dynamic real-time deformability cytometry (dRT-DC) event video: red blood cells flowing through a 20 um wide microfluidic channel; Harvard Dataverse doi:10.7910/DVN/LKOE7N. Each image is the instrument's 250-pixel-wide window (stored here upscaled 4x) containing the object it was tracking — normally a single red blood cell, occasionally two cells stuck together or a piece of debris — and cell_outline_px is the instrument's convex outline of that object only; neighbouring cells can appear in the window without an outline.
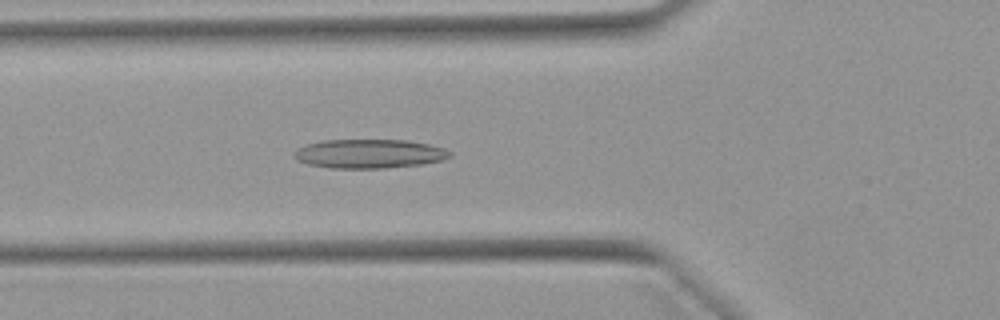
{"species": "Egyptian fruit bat (a non-hibernating species)", "species_latin": "Rousettus aegyptiacus", "temperature_condition": "warm", "stored_images_in_passage": 52, "camera_frame_rate_fps": 3000, "um_per_image_px": 0.085, "animal": {"sex": "female"}, "frame": {"image": 1, "passage_image": 18, "time_ms": 5.667, "image_size_px": [1000, 320], "cell_outline_px": [[452, 156], [444, 160], [424, 164], [384, 168], [332, 168], [308, 164], [296, 160], [296, 148], [308, 144], [324, 140], [408, 140], [428, 144], [444, 148], [452, 152]], "centroid_in_image_um": [31.44, 13.07], "position_along_channel_um": 94.4, "area_um2": 26.36}}
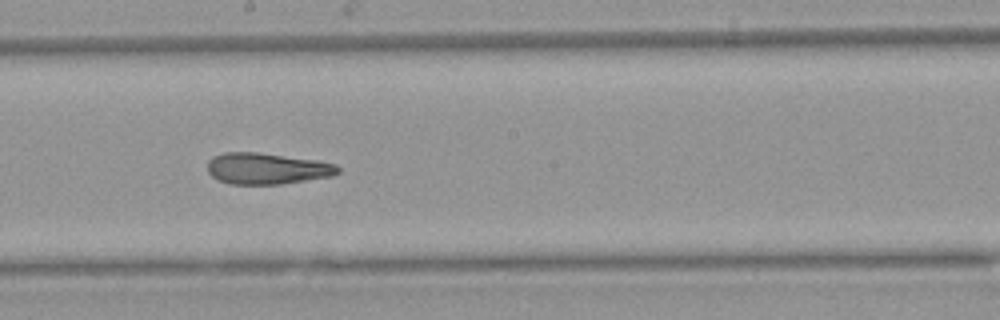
{"frame": {"image": 2, "passage_image": 28, "time_ms": 9.0, "image_size_px": [1000, 320], "cell_outline_px": [[340, 172], [336, 176], [280, 184], [228, 184], [216, 180], [208, 172], [208, 160], [212, 156], [224, 152], [256, 152], [320, 160], [336, 164], [340, 168]], "centroid_in_image_um": [22.72, 14.33], "position_along_channel_um": 225.5, "area_um2": 24.22}}
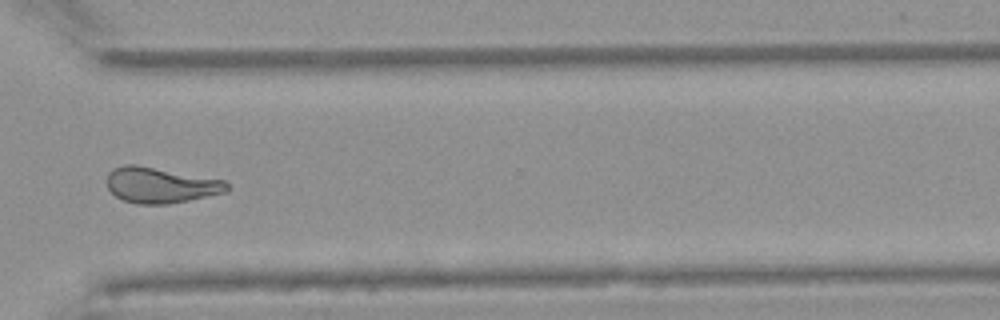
{"frame": {"image": 3, "passage_image": 38, "time_ms": 12.333, "image_size_px": [1000, 320], "cell_outline_px": [[228, 192], [168, 204], [136, 204], [124, 200], [116, 196], [108, 188], [108, 172], [112, 168], [124, 164], [136, 164], [224, 180], [228, 184]], "centroid_in_image_um": [13.64, 15.73], "position_along_channel_um": 357.0, "area_um2": 24.91}, "authors_computed_cell_mechanics": {"area_um2": 25.1141, "velocity_mm_per_s": 3.9361, "shape_relaxation_time_tau1_ms": null, "shape_relaxation_time_tau2_ms": 3.1567, "deformation_change_tau1": null, "deformation_change_tau2": 0.1262}}